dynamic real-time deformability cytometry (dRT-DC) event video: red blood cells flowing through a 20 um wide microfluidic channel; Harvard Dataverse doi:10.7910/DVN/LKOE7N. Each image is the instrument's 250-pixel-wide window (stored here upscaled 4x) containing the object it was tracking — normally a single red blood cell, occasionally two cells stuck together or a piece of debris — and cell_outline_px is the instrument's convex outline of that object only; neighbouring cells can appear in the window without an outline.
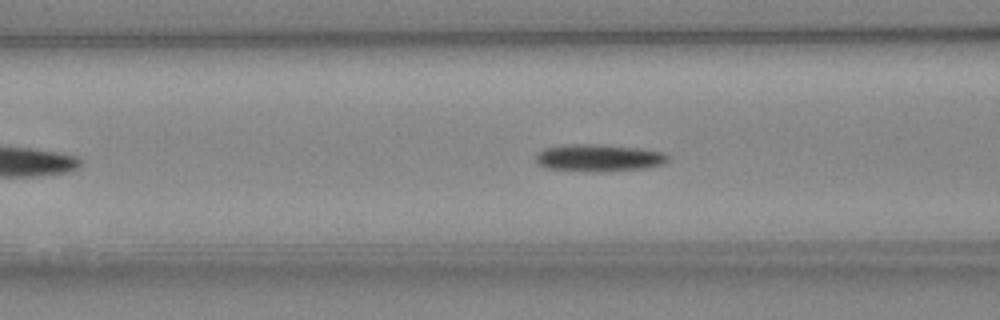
{"species": "Egyptian fruit bat (a non-hibernating species)", "species_latin": "Rousettus aegyptiacus", "temperature_condition": "cold", "stored_images_in_passage": 44, "camera_frame_rate_fps": 3000, "um_per_image_px": 0.085, "animal": {"sex": "female"}, "frame": {"image": 1, "passage_image": 12, "time_ms": 3.667, "image_size_px": [1000, 320], "cell_outline_px": [[668, 160], [664, 164], [648, 168], [600, 172], [592, 172], [544, 168], [536, 160], [536, 152], [544, 148], [564, 144], [600, 144], [640, 148], [664, 152], [668, 156]], "centroid_in_image_um": [50.89, 13.42], "position_along_channel_um": 115.7, "area_um2": 21.33}}
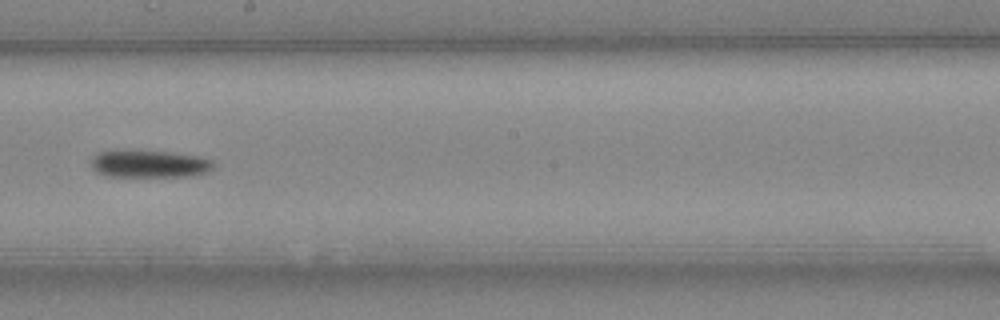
{"frame": {"image": 2, "passage_image": 21, "time_ms": 6.667, "image_size_px": [1000, 320], "cell_outline_px": [[216, 164], [208, 172], [196, 176], [108, 176], [96, 172], [92, 168], [92, 156], [96, 152], [128, 148], [132, 148], [172, 152], [200, 156], [212, 160]], "centroid_in_image_um": [12.69, 13.89], "position_along_channel_um": 235.5, "area_um2": 20.4}}
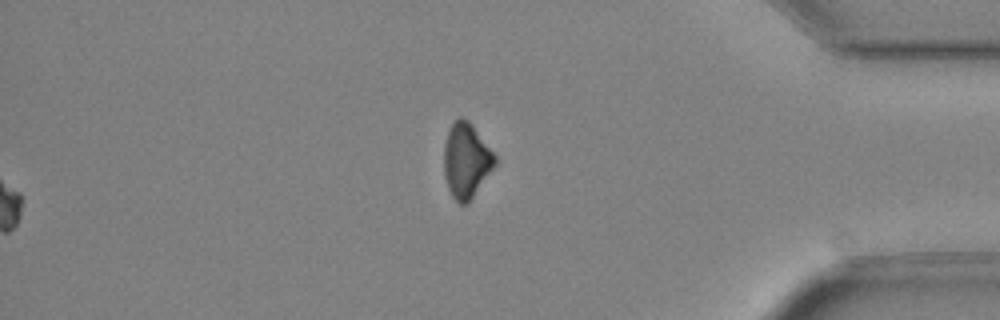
{"frame": {"image": 3, "passage_image": 44, "time_ms": 14.333, "image_size_px": [1000, 320], "cell_outline_px": [[496, 164], [472, 196], [464, 204], [460, 204], [452, 196], [448, 188], [444, 176], [444, 144], [448, 132], [452, 124], [460, 116], [468, 120], [472, 124], [496, 156]], "centroid_in_image_um": [39.61, 13.61], "position_along_channel_um": 395.6, "area_um2": 21.79}, "authors_computed_cell_mechanics": {"area_um2": 19.2185, "velocity_mm_per_s": 4.0094, "shape_relaxation_time_tau1_ms": 2.9428, "shape_relaxation_time_tau2_ms": null, "deformation_change_tau1": 0.0795, "deformation_change_tau2": null}}